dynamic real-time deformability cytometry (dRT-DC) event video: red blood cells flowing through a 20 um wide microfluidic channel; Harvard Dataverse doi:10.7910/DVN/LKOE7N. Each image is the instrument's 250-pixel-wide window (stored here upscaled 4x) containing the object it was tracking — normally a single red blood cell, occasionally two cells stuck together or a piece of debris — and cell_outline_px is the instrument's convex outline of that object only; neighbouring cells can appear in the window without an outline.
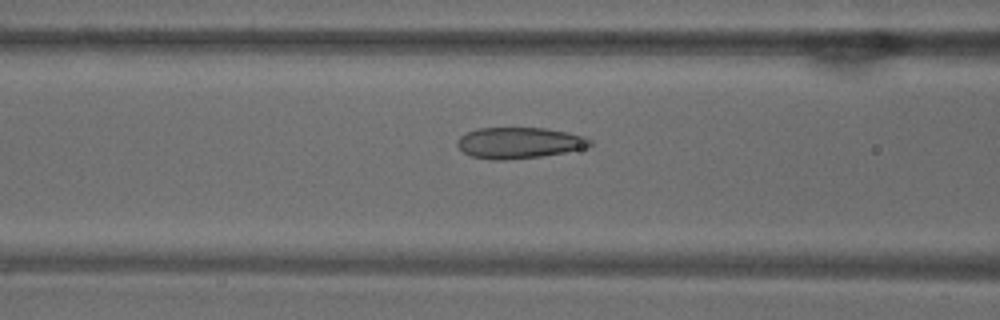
{"species": "common noctule bat (a hibernating species)", "species_latin": "Nyctalus noctula", "temperature_condition": "warm", "stored_images_in_passage": 53, "camera_frame_rate_fps": 3000, "um_per_image_px": 0.085, "animal": {"sex": "male", "body_mass_g": 18.8}, "frame": {"image": 1, "passage_image": 21, "time_ms": 6.667, "image_size_px": [1000, 320], "cell_outline_px": [[592, 144], [588, 148], [540, 156], [504, 160], [492, 160], [472, 156], [464, 152], [456, 144], [456, 140], [460, 136], [468, 132], [480, 128], [544, 128], [568, 132], [584, 136], [592, 140]], "centroid_in_image_um": [44.15, 12.14], "position_along_channel_um": 122.5, "area_um2": 23.99}}
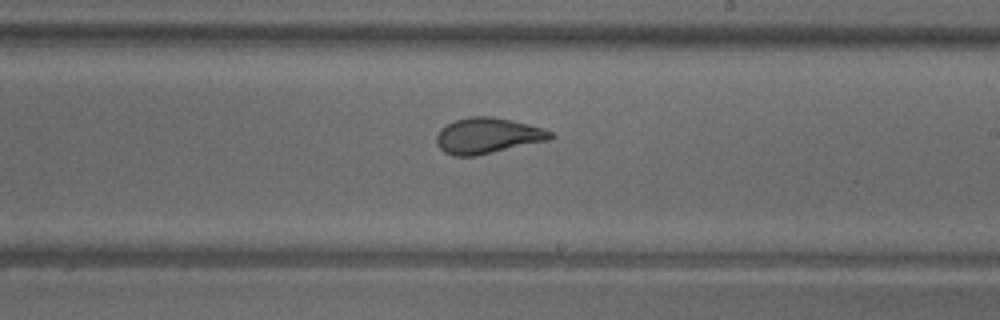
{"frame": {"image": 2, "passage_image": 31, "time_ms": 10.0, "image_size_px": [1000, 320], "cell_outline_px": [[556, 136], [548, 140], [476, 156], [452, 156], [444, 152], [436, 144], [436, 136], [440, 128], [456, 120], [468, 116], [492, 116], [512, 120], [544, 128], [552, 132]], "centroid_in_image_um": [41.44, 11.53], "position_along_channel_um": 247.6, "area_um2": 23.87}}
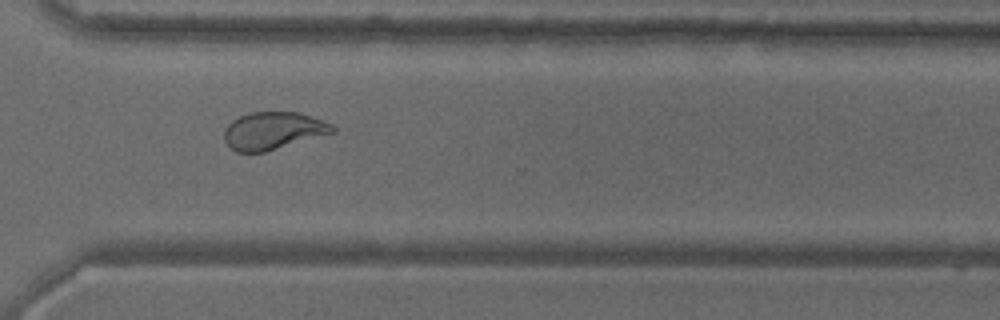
{"frame": {"image": 3, "passage_image": 39, "time_ms": 12.667, "image_size_px": [1000, 320], "cell_outline_px": [[336, 132], [264, 152], [236, 152], [224, 140], [224, 128], [232, 120], [240, 116], [252, 112], [300, 112], [332, 124], [336, 128]], "centroid_in_image_um": [23.22, 11.11], "position_along_channel_um": 347.4, "area_um2": 23.64}, "authors_computed_cell_mechanics": {"area_um2": 26.4724, "velocity_mm_per_s": 3.7466, "shape_relaxation_time_tau1_ms": 7.7859, "shape_relaxation_time_tau2_ms": 0.8679, "deformation_change_tau1": 0.2084, "deformation_change_tau2": 0.0614}}